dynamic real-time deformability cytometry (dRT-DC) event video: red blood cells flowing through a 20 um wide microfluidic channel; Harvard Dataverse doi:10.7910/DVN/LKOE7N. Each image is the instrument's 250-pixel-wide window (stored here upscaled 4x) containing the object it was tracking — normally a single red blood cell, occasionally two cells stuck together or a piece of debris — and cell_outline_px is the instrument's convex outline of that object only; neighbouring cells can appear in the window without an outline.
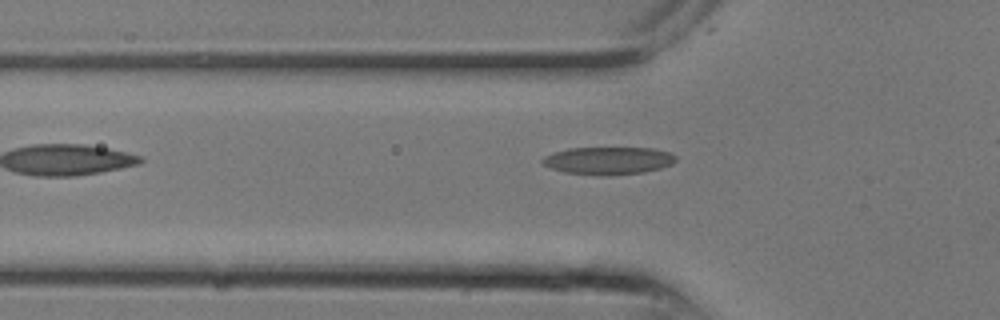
{"species": "common noctule bat (a hibernating species)", "species_latin": "Nyctalus noctula", "temperature_condition": "room temperature", "stored_images_in_passage": 4, "camera_frame_rate_fps": 3000, "um_per_image_px": 0.085, "animal": {"sex": "male", "body_mass_g": 13.3}, "frame": {"image": 1, "passage_image": 4, "time_ms": 1.0, "image_size_px": [1000, 320], "cell_outline_px": [[676, 160], [672, 164], [660, 168], [644, 172], [600, 176], [564, 172], [552, 168], [544, 164], [540, 160], [544, 156], [552, 152], [568, 148], [652, 148], [668, 152], [676, 156]], "centroid_in_image_um": [51.68, 13.65], "position_along_channel_um": 74.1, "area_um2": 21.44}}